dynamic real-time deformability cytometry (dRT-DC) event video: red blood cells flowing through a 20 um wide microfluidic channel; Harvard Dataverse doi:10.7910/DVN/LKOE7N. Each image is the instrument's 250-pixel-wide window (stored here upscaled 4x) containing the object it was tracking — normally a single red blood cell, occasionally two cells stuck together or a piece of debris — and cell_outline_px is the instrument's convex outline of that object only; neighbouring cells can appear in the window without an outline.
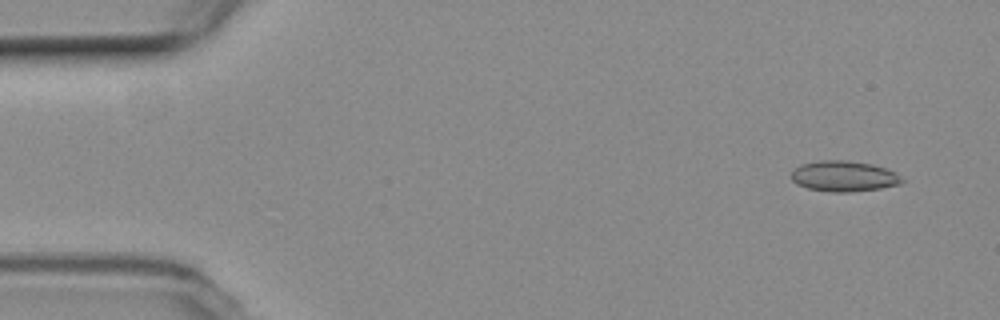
{"species": "common noctule bat (a hibernating species)", "species_latin": "Nyctalus noctula", "temperature_condition": "room temperature", "stored_images_in_passage": 51, "camera_frame_rate_fps": 3000, "um_per_image_px": 0.085, "animal": {"sex": "female", "body_mass_g": 19.3, "forearm_length_mm": 54.1}, "frame": {"image": 1, "passage_image": 4, "time_ms": 1.0, "image_size_px": [1000, 320], "cell_outline_px": [[904, 180], [900, 184], [880, 188], [852, 192], [832, 192], [808, 188], [796, 184], [792, 180], [792, 172], [800, 164], [824, 160], [844, 160], [872, 164], [896, 172]], "centroid_in_image_um": [71.73, 14.98], "position_along_channel_um": 13.3, "area_um2": 19.65}}
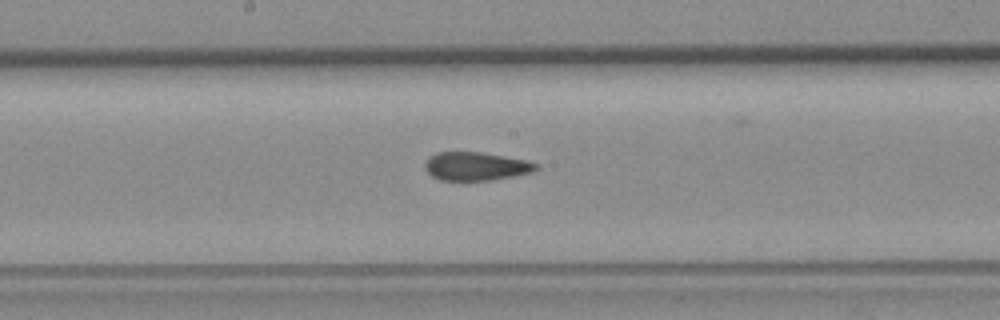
{"frame": {"image": 2, "passage_image": 28, "time_ms": 9.0, "image_size_px": [1000, 320], "cell_outline_px": [[540, 168], [536, 172], [492, 180], [440, 180], [432, 176], [424, 168], [424, 164], [436, 152], [480, 152], [528, 160], [540, 164]], "centroid_in_image_um": [40.54, 14.14], "position_along_channel_um": 207.7, "area_um2": 18.55}}
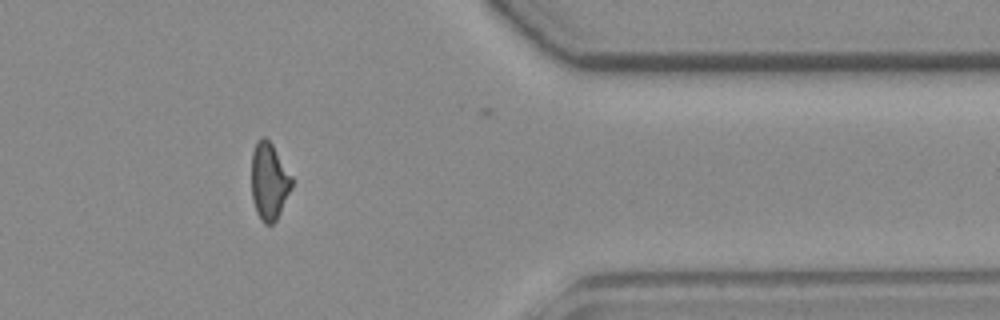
{"frame": {"image": 3, "passage_image": 44, "time_ms": 14.333, "image_size_px": [1000, 320], "cell_outline_px": [[292, 184], [276, 220], [272, 224], [264, 224], [260, 220], [256, 212], [252, 200], [252, 152], [256, 144], [264, 136], [272, 144], [292, 176]], "centroid_in_image_um": [22.86, 15.43], "position_along_channel_um": 388.5, "area_um2": 17.74}}